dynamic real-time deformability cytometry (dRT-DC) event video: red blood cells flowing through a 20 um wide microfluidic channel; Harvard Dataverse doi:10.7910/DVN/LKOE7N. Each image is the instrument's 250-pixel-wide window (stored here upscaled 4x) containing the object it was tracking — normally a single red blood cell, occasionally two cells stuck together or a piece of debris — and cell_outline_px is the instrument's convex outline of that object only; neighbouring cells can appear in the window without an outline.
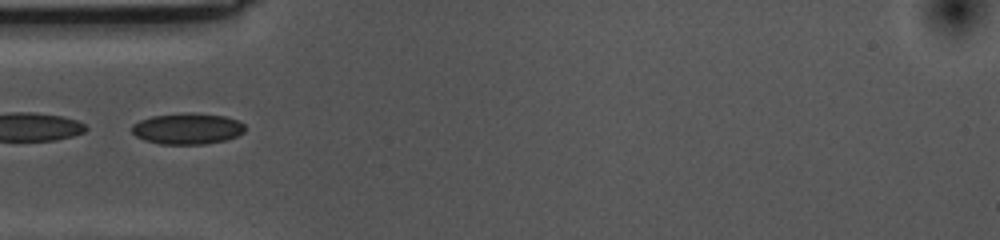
{"species": "common noctule bat (a hibernating species)", "species_latin": "Nyctalus noctula", "temperature_condition": "cold", "stored_images_in_passage": 39, "camera_frame_rate_fps": 3000, "um_per_image_px": 0.085, "animal": {"sex": "female", "body_mass_g": 10.0, "forearm_length_mm": 53.1}, "frame": {"image": 1, "passage_image": 1, "time_ms": 0.0, "image_size_px": [1000, 240], "cell_outline_px": [[244, 132], [228, 140], [204, 144], [160, 144], [144, 140], [136, 136], [132, 132], [132, 124], [140, 120], [152, 116], [184, 112], [196, 112], [224, 116], [236, 120], [244, 124]], "centroid_in_image_um": [15.92, 10.93], "position_along_channel_um": 69.1, "area_um2": 20.69}}